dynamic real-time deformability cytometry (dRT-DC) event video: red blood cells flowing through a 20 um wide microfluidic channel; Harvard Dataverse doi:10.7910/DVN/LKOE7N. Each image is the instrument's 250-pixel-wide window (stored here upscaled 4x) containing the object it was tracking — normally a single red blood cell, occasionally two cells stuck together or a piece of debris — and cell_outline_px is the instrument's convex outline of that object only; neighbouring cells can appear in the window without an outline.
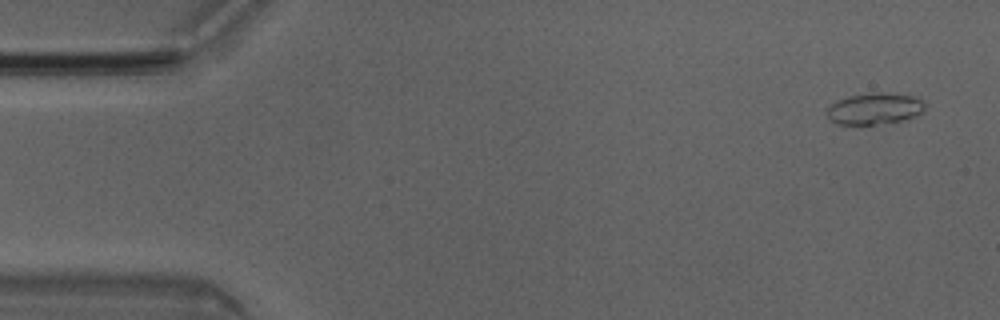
{"species": "Egyptian fruit bat (a non-hibernating species)", "species_latin": "Rousettus aegyptiacus", "temperature_condition": "room temperature", "stored_images_in_passage": 4, "camera_frame_rate_fps": 3000, "um_per_image_px": 0.085, "animal": {"sex": "male"}, "frame": {"image": 1, "passage_image": 1, "time_ms": 0.0, "image_size_px": [1000, 320], "cell_outline_px": [[928, 104], [924, 112], [916, 116], [900, 120], [872, 124], [836, 124], [828, 120], [824, 112], [836, 100], [848, 96], [868, 92], [884, 92], [916, 96], [924, 100]], "centroid_in_image_um": [74.35, 9.21], "position_along_channel_um": 10.6, "area_um2": 18.44}}